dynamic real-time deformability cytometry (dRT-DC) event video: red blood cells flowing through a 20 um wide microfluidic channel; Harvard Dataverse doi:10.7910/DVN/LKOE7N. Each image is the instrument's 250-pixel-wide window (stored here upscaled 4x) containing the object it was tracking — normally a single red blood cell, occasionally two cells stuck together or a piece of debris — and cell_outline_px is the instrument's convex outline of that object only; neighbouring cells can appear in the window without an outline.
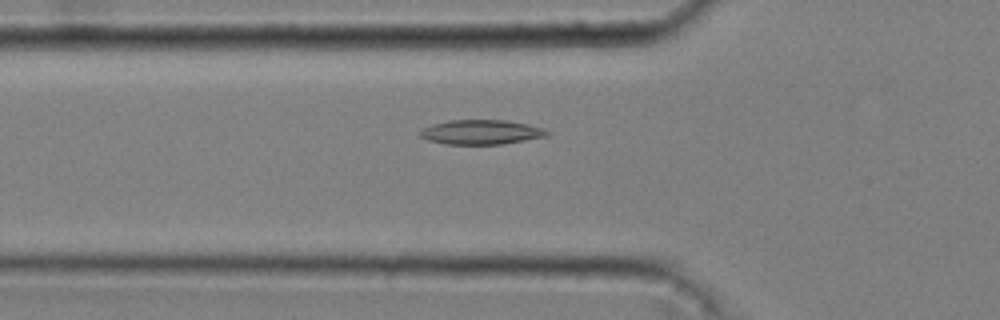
{"species": "common noctule bat (a hibernating species)", "species_latin": "Nyctalus noctula", "temperature_condition": "cold", "stored_images_in_passage": 48, "camera_frame_rate_fps": 3000, "um_per_image_px": 0.085, "animal": {"sex": "male", "body_mass_g": 20.4}, "frame": {"image": 1, "passage_image": 19, "time_ms": 6.0, "image_size_px": [1000, 320], "cell_outline_px": [[552, 132], [548, 136], [504, 144], [444, 144], [428, 140], [420, 136], [420, 132], [424, 128], [432, 124], [448, 120], [508, 120], [528, 124], [544, 128]], "centroid_in_image_um": [40.96, 11.23], "position_along_channel_um": 84.8, "area_um2": 18.32}}
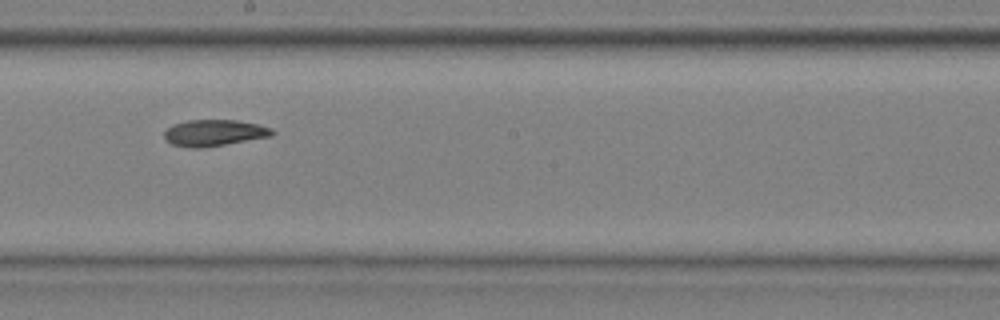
{"frame": {"image": 2, "passage_image": 31, "time_ms": 10.0, "image_size_px": [1000, 320], "cell_outline_px": [[276, 132], [272, 136], [200, 148], [188, 148], [172, 144], [164, 140], [164, 132], [172, 124], [188, 120], [236, 120], [256, 124], [272, 128]], "centroid_in_image_um": [18.18, 11.29], "position_along_channel_um": 230.0, "area_um2": 16.59}}
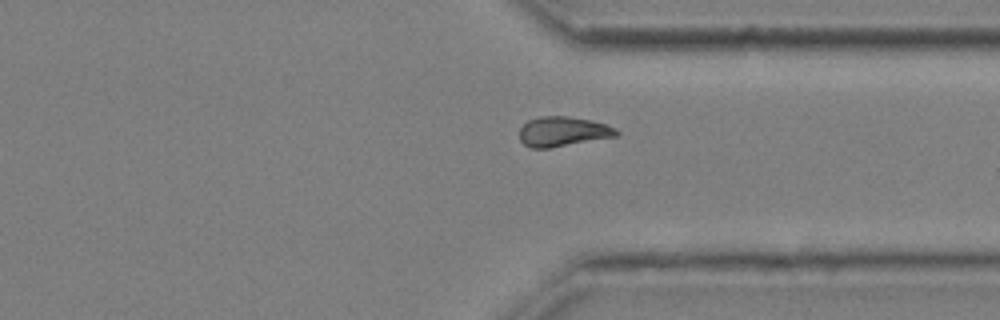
{"frame": {"image": 3, "passage_image": 42, "time_ms": 13.667, "image_size_px": [1000, 320], "cell_outline_px": [[620, 132], [616, 136], [548, 148], [532, 148], [524, 144], [520, 140], [520, 128], [528, 120], [540, 116], [568, 116], [588, 120], [604, 124], [616, 128]], "centroid_in_image_um": [47.82, 11.18], "position_along_channel_um": 363.6, "area_um2": 16.59}}